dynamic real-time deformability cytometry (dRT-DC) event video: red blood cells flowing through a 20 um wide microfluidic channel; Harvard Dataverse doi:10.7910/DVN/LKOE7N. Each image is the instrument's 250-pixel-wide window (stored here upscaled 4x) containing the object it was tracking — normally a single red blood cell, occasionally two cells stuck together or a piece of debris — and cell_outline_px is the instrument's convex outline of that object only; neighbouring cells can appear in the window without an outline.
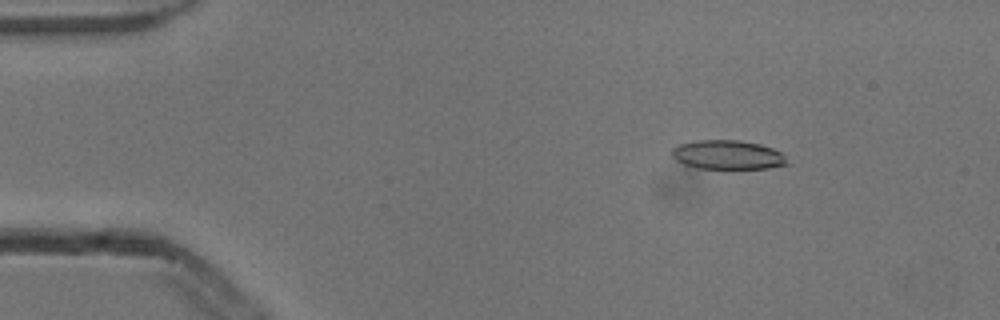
{"species": "common noctule bat (a hibernating species)", "species_latin": "Nyctalus noctula", "temperature_condition": "cold", "stored_images_in_passage": 4, "camera_frame_rate_fps": 3000, "um_per_image_px": 0.085, "animal": {"sex": "male", "body_mass_g": 13.3}, "frame": {"image": 1, "passage_image": 2, "time_ms": 0.333, "image_size_px": [1000, 320], "cell_outline_px": [[792, 164], [768, 168], [696, 168], [684, 164], [676, 160], [672, 156], [672, 148], [680, 144], [696, 140], [740, 140], [760, 144], [772, 148], [780, 152]], "centroid_in_image_um": [61.87, 13.16], "position_along_channel_um": 23.1, "area_um2": 19.59}}
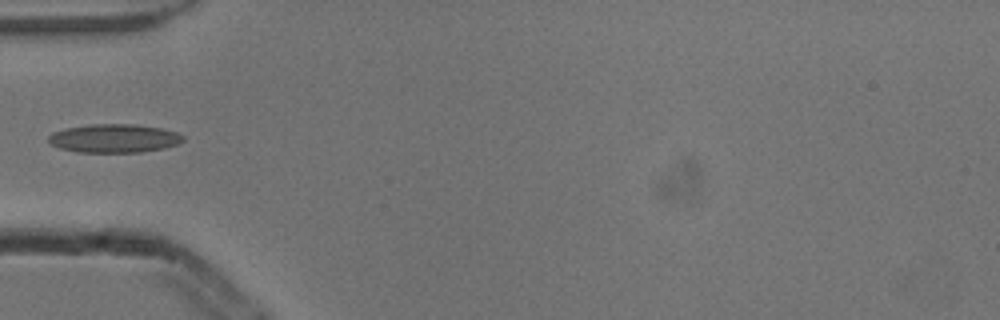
{"frame": {"image": 2, "passage_image": 4, "time_ms": 1.0, "image_size_px": [1000, 320], "cell_outline_px": [[184, 140], [176, 144], [164, 148], [140, 152], [76, 152], [60, 148], [52, 144], [48, 140], [48, 136], [52, 132], [64, 128], [92, 124], [132, 124], [160, 128], [176, 132], [184, 136]], "centroid_in_image_um": [9.67, 11.76], "position_along_channel_um": 75.3, "area_um2": 22.31}}